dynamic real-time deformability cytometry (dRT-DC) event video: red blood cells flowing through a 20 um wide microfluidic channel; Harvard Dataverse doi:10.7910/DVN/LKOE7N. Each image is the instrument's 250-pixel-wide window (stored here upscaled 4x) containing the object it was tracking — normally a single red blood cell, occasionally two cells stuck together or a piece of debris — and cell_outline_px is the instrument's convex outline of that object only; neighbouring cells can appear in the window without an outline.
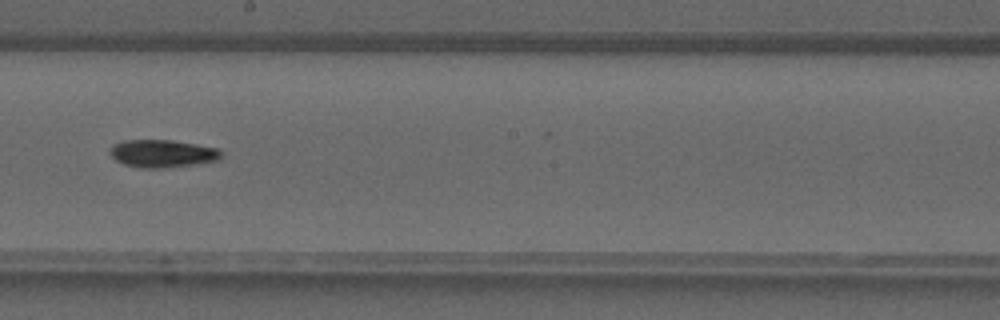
{"species": "common noctule bat (a hibernating species)", "species_latin": "Nyctalus noctula", "temperature_condition": "warm", "stored_images_in_passage": 31, "camera_frame_rate_fps": 3000, "um_per_image_px": 0.085, "animal": {"sex": "male", "forearm_length_mm": 52.5}, "frame": {"image": 1, "passage_image": 14, "time_ms": 4.333, "image_size_px": [1000, 320], "cell_outline_px": [[224, 156], [220, 160], [164, 168], [140, 168], [124, 164], [116, 160], [108, 152], [112, 144], [124, 140], [172, 140], [220, 148]], "centroid_in_image_um": [13.82, 13.04], "position_along_channel_um": 234.4, "area_um2": 18.15}}
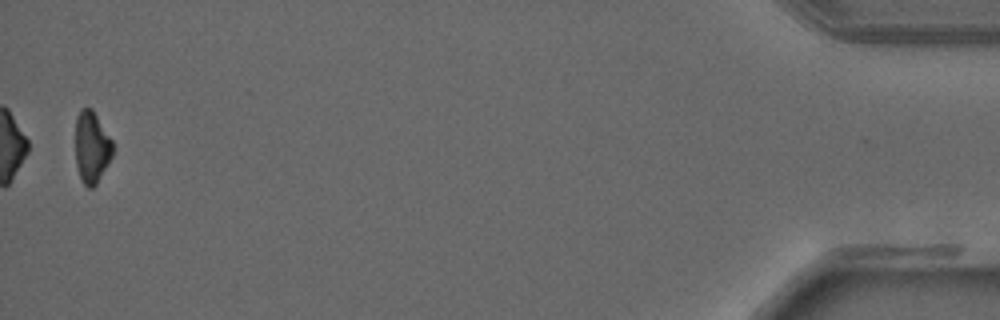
{"frame": {"image": 2, "passage_image": 31, "time_ms": 10.0, "image_size_px": [1000, 320], "cell_outline_px": [[112, 156], [96, 184], [92, 188], [88, 188], [80, 180], [76, 164], [76, 116], [80, 108], [92, 108], [112, 140]], "centroid_in_image_um": [7.78, 12.5], "position_along_channel_um": 427.4, "area_um2": 15.55}}